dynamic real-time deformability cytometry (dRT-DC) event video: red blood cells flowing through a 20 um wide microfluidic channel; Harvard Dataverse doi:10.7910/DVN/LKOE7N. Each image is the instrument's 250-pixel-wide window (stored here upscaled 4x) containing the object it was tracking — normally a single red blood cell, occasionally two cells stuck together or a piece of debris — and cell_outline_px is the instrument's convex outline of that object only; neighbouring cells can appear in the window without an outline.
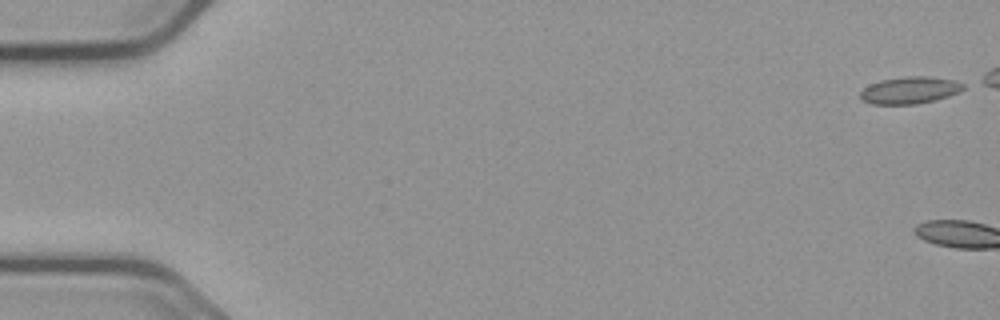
{"species": "common noctule bat (a hibernating species)", "species_latin": "Nyctalus noctula", "temperature_condition": "cold", "stored_images_in_passage": 3, "camera_frame_rate_fps": 3000, "um_per_image_px": 0.085, "animal": {"sex": "male", "body_mass_g": 23.1, "forearm_length_mm": 52.7}, "frame": {"image": 1, "passage_image": 1, "time_ms": 0.0, "image_size_px": [1000, 320], "cell_outline_px": [[964, 88], [960, 92], [936, 100], [916, 104], [872, 104], [864, 100], [860, 96], [860, 92], [864, 88], [880, 80], [908, 76], [932, 76], [956, 80], [964, 84]], "centroid_in_image_um": [77.39, 7.66], "position_along_channel_um": 7.6, "area_um2": 16.24}}